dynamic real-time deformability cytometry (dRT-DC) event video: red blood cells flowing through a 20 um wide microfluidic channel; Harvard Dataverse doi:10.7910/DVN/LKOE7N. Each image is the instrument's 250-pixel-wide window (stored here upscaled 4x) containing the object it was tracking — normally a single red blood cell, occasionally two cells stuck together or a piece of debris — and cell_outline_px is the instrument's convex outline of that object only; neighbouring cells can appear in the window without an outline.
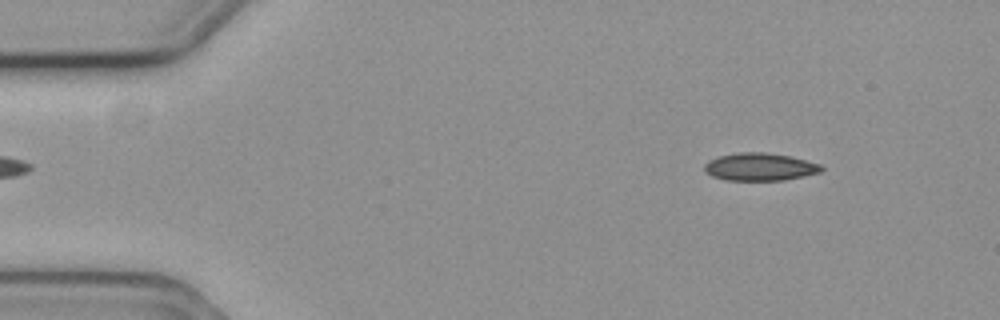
{"species": "common noctule bat (a hibernating species)", "species_latin": "Nyctalus noctula", "temperature_condition": "cold", "stored_images_in_passage": 7, "camera_frame_rate_fps": 3000, "um_per_image_px": 0.085, "animal": {"sex": "female", "body_mass_g": 19.3, "forearm_length_mm": 54.1}, "frame": {"image": 1, "passage_image": 1, "time_ms": 0.0, "image_size_px": [1000, 320], "cell_outline_px": [[824, 168], [820, 172], [784, 180], [728, 180], [712, 176], [704, 172], [704, 164], [708, 160], [720, 156], [740, 152], [764, 152], [792, 156], [820, 164]], "centroid_in_image_um": [64.57, 14.18], "position_along_channel_um": 20.4, "area_um2": 18.84}}
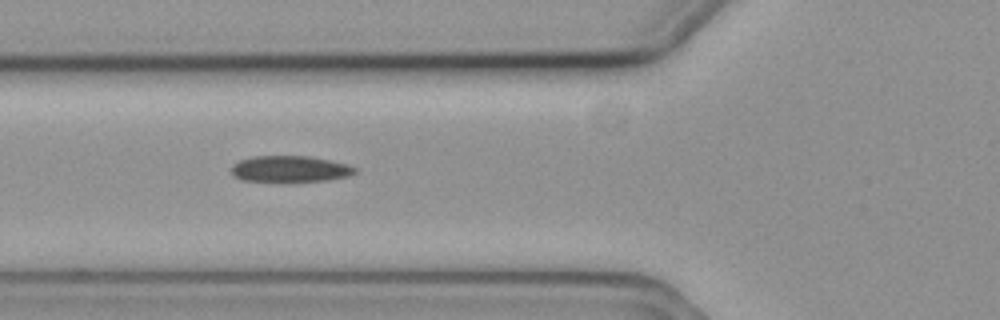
{"frame": {"image": 2, "passage_image": 5, "time_ms": 1.333, "image_size_px": [1000, 320], "cell_outline_px": [[356, 172], [348, 176], [328, 180], [288, 184], [284, 184], [244, 180], [232, 176], [232, 168], [240, 160], [252, 156], [308, 156], [348, 164], [356, 168]], "centroid_in_image_um": [24.65, 14.41], "position_along_channel_um": 101.2, "area_um2": 19.59}}
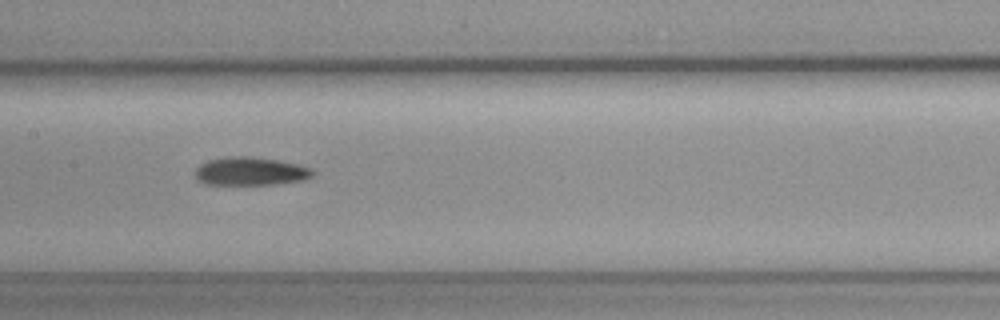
{"frame": {"image": 3, "passage_image": 7, "time_ms": 2.0, "image_size_px": [1000, 320], "cell_outline_px": [[316, 172], [312, 176], [304, 180], [272, 184], [204, 184], [196, 180], [196, 168], [200, 164], [208, 160], [232, 156], [252, 156], [280, 160], [300, 164], [312, 168]], "centroid_in_image_um": [21.32, 14.55], "position_along_channel_um": 186.1, "area_um2": 19.54}}